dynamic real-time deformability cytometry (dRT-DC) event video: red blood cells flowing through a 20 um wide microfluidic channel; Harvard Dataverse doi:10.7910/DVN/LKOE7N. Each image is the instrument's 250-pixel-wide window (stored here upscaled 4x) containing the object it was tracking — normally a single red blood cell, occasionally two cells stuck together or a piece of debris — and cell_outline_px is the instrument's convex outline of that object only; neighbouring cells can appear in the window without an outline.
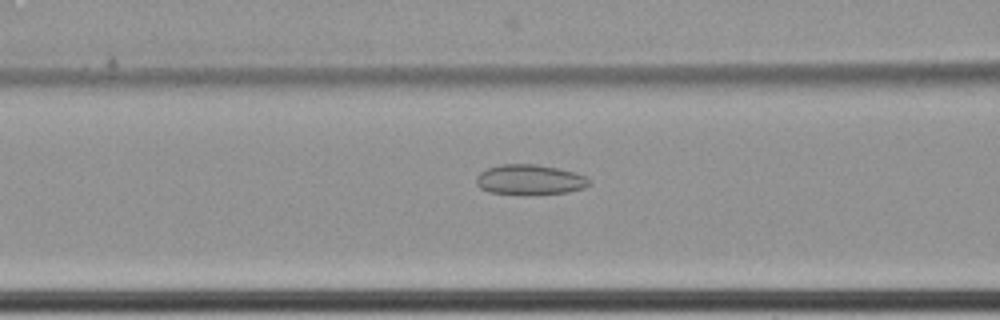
{"species": "common noctule bat (a hibernating species)", "species_latin": "Nyctalus noctula", "temperature_condition": "cold", "stored_images_in_passage": 54, "camera_frame_rate_fps": 3000, "um_per_image_px": 0.085, "animal": {"sex": "female", "body_mass_g": 22.7, "forearm_length_mm": 54.2}, "frame": {"image": 1, "passage_image": 20, "time_ms": 6.333, "image_size_px": [1000, 320], "cell_outline_px": [[592, 184], [584, 188], [568, 192], [524, 196], [488, 192], [480, 188], [476, 184], [476, 176], [480, 172], [488, 168], [500, 164], [536, 164], [560, 168], [576, 172], [592, 180]], "centroid_in_image_um": [45.05, 15.29], "position_along_channel_um": 121.5, "area_um2": 20.52}}
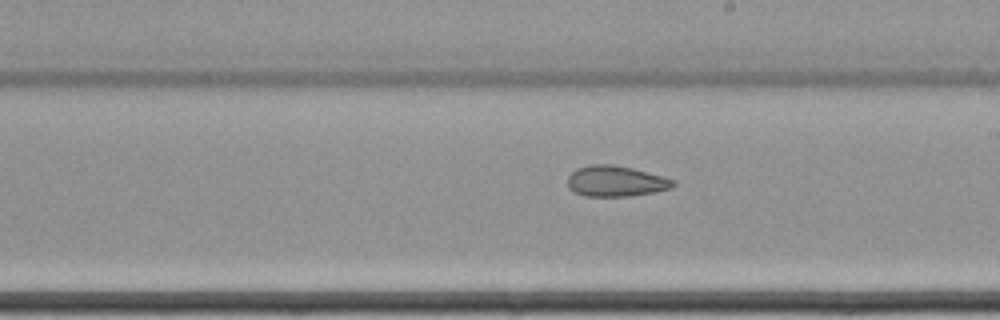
{"frame": {"image": 2, "passage_image": 30, "time_ms": 9.667, "image_size_px": [1000, 320], "cell_outline_px": [[676, 184], [672, 188], [656, 192], [628, 196], [584, 196], [568, 188], [568, 176], [576, 168], [592, 164], [612, 164], [632, 168], [664, 176], [676, 180]], "centroid_in_image_um": [52.37, 15.39], "position_along_channel_um": 236.6, "area_um2": 19.07}}
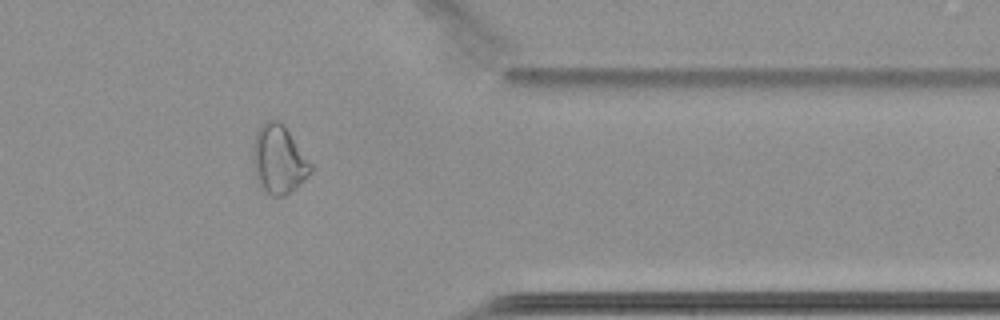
{"frame": {"image": 3, "passage_image": 44, "time_ms": 14.333, "image_size_px": [1000, 320], "cell_outline_px": [[312, 172], [296, 188], [284, 196], [272, 196], [264, 192], [260, 188], [256, 180], [252, 164], [252, 148], [256, 128], [264, 120], [280, 120], [284, 124], [312, 164]], "centroid_in_image_um": [23.65, 13.54], "position_along_channel_um": 387.8, "area_um2": 23.76}, "authors_computed_cell_mechanics": {"area_um2": 22.2241, "velocity_mm_per_s": 3.4523, "shape_relaxation_time_tau1_ms": null, "shape_relaxation_time_tau2_ms": 4.5022, "deformation_change_tau1": null, "deformation_change_tau2": 0.0909}}